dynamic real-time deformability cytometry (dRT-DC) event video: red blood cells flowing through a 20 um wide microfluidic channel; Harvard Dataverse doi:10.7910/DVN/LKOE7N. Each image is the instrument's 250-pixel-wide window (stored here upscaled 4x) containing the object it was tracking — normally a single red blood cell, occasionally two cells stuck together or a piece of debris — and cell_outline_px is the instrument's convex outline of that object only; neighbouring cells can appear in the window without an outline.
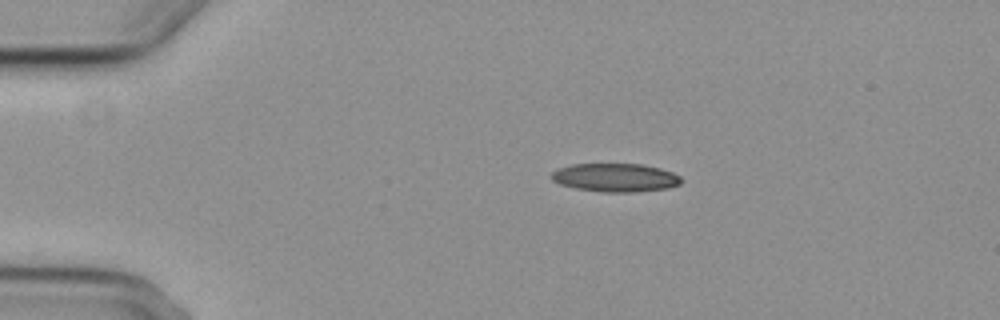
{"species": "common noctule bat (a hibernating species)", "species_latin": "Nyctalus noctula", "temperature_condition": "cold", "stored_images_in_passage": 5, "camera_frame_rate_fps": 3000, "um_per_image_px": 0.085, "animal": {"sex": "female", "body_mass_g": 29.2, "forearm_length_mm": 56.3}, "frame": {"image": 1, "passage_image": 1, "time_ms": 0.0, "image_size_px": [1000, 320], "cell_outline_px": [[680, 184], [668, 188], [636, 192], [604, 192], [576, 188], [560, 184], [552, 180], [552, 172], [560, 168], [572, 164], [640, 164], [660, 168], [672, 172], [680, 176]], "centroid_in_image_um": [52.32, 15.09], "position_along_channel_um": 32.7, "area_um2": 21.33}}
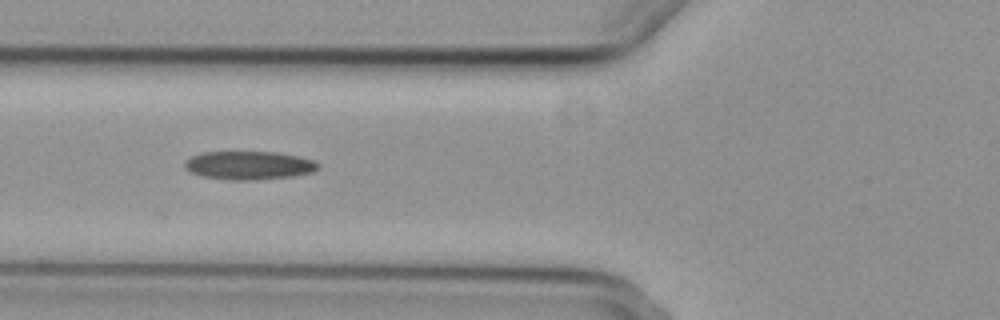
{"frame": {"image": 2, "passage_image": 4, "time_ms": 3.333, "image_size_px": [1000, 320], "cell_outline_px": [[320, 168], [312, 172], [292, 176], [252, 180], [228, 180], [200, 176], [184, 168], [184, 160], [200, 152], [280, 152], [316, 160], [320, 164]], "centroid_in_image_um": [21.16, 14.05], "position_along_channel_um": 104.6, "area_um2": 22.37}}
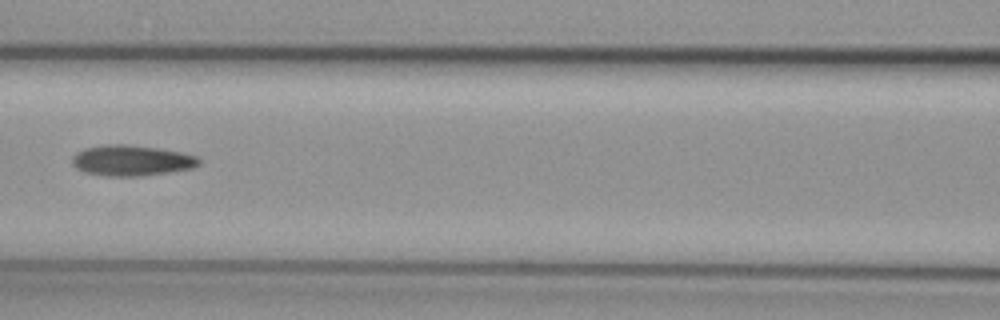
{"frame": {"image": 3, "passage_image": 5, "time_ms": 4.667, "image_size_px": [1000, 320], "cell_outline_px": [[200, 164], [192, 168], [168, 172], [140, 176], [104, 176], [84, 172], [76, 168], [72, 164], [72, 156], [76, 152], [84, 148], [104, 144], [128, 144], [160, 148], [180, 152], [196, 156], [200, 160]], "centroid_in_image_um": [11.14, 13.63], "position_along_channel_um": 155.5, "area_um2": 22.83}}